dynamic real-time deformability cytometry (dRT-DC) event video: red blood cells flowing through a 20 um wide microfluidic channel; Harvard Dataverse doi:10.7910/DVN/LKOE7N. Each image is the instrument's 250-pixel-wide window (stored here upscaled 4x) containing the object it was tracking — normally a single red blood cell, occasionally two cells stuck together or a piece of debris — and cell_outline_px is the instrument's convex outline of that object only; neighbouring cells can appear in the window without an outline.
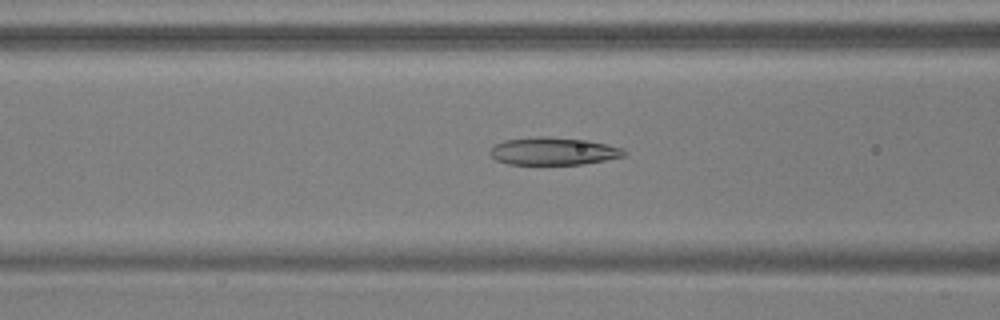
{"species": "common noctule bat (a hibernating species)", "species_latin": "Nyctalus noctula", "temperature_condition": "warm", "stored_images_in_passage": 54, "camera_frame_rate_fps": 3000, "um_per_image_px": 0.085, "animal": {"sex": "male", "body_mass_g": 17.9, "forearm_length_mm": 54.2}, "frame": {"image": 1, "passage_image": 22, "time_ms": 7.0, "image_size_px": [1000, 320], "cell_outline_px": [[628, 152], [624, 156], [584, 164], [508, 164], [496, 160], [488, 152], [496, 144], [504, 140], [536, 136], [548, 136], [588, 140], [608, 144], [620, 148]], "centroid_in_image_um": [47.03, 12.84], "position_along_channel_um": 119.6, "area_um2": 21.62}}
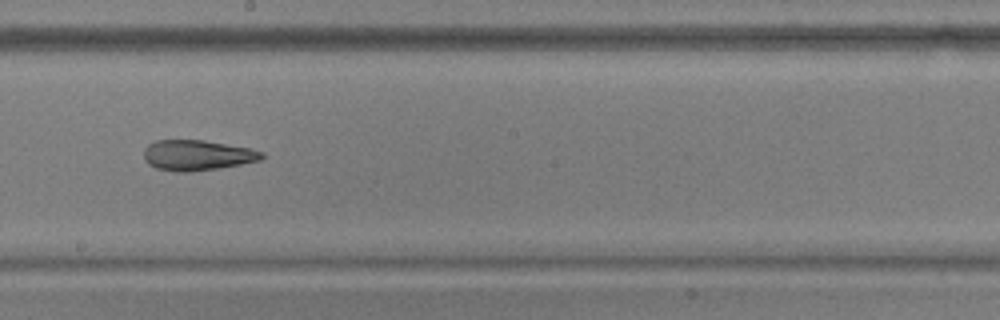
{"frame": {"image": 2, "passage_image": 31, "time_ms": 10.0, "image_size_px": [1000, 320], "cell_outline_px": [[264, 156], [260, 160], [220, 168], [188, 172], [176, 172], [156, 168], [148, 164], [144, 160], [144, 148], [148, 144], [156, 140], [204, 140], [248, 148], [264, 152]], "centroid_in_image_um": [16.72, 13.2], "position_along_channel_um": 231.5, "area_um2": 20.92}}
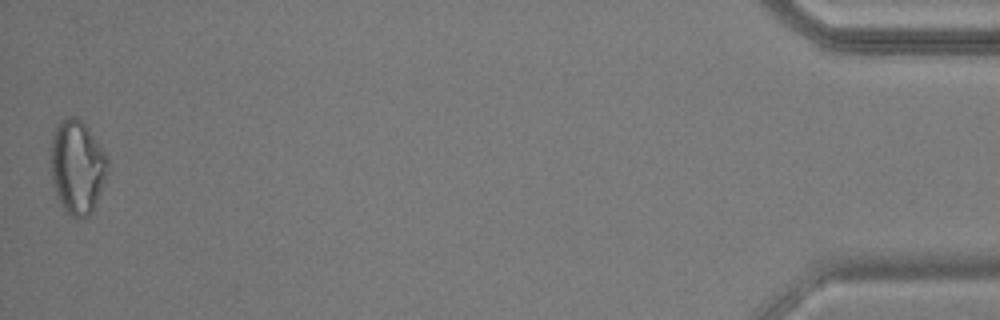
{"frame": {"image": 3, "passage_image": 54, "time_ms": 17.667, "image_size_px": [1000, 320], "cell_outline_px": [[108, 160], [104, 176], [92, 212], [84, 220], [72, 216], [60, 204], [56, 196], [52, 184], [52, 136], [56, 124], [60, 120], [68, 116], [76, 116], [88, 128], [108, 156]], "centroid_in_image_um": [6.53, 14.17], "position_along_channel_um": 428.7, "area_um2": 30.63}, "authors_computed_cell_mechanics": {"area_um2": 23.7847, "velocity_mm_per_s": 3.7211, "shape_relaxation_time_tau1_ms": null, "shape_relaxation_time_tau2_ms": 2.5275, "deformation_change_tau1": null, "deformation_change_tau2": 0.1017}}